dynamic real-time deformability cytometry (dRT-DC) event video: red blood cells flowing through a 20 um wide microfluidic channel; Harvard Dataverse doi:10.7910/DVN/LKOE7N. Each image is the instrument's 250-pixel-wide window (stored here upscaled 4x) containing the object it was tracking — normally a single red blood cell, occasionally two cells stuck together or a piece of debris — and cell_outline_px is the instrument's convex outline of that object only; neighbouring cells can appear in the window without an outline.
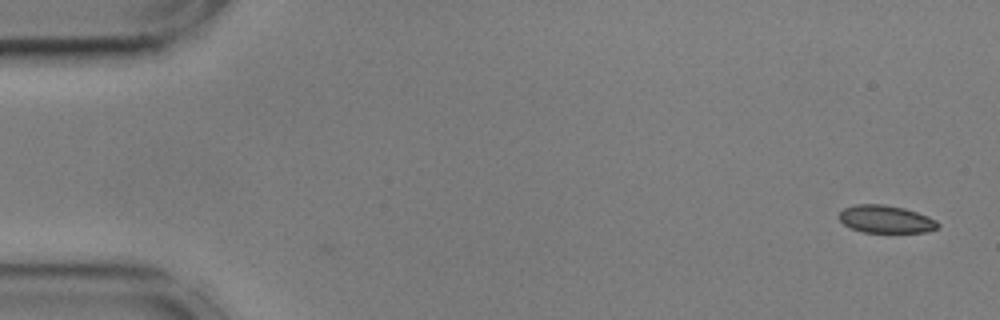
{"species": "common noctule bat (a hibernating species)", "species_latin": "Nyctalus noctula", "temperature_condition": "cold", "stored_images_in_passage": 2, "camera_frame_rate_fps": 3000, "um_per_image_px": 0.085, "animal": {"sex": "male", "body_mass_g": 17.9, "forearm_length_mm": 54.2}, "frame": {"image": 1, "passage_image": 2, "time_ms": 0.333, "image_size_px": [1000, 320], "cell_outline_px": [[940, 224], [936, 228], [928, 232], [864, 232], [852, 228], [844, 224], [836, 216], [844, 208], [856, 204], [884, 204], [904, 208], [928, 216], [936, 220]], "centroid_in_image_um": [75.28, 18.62], "position_along_channel_um": 9.7, "area_um2": 15.9}}